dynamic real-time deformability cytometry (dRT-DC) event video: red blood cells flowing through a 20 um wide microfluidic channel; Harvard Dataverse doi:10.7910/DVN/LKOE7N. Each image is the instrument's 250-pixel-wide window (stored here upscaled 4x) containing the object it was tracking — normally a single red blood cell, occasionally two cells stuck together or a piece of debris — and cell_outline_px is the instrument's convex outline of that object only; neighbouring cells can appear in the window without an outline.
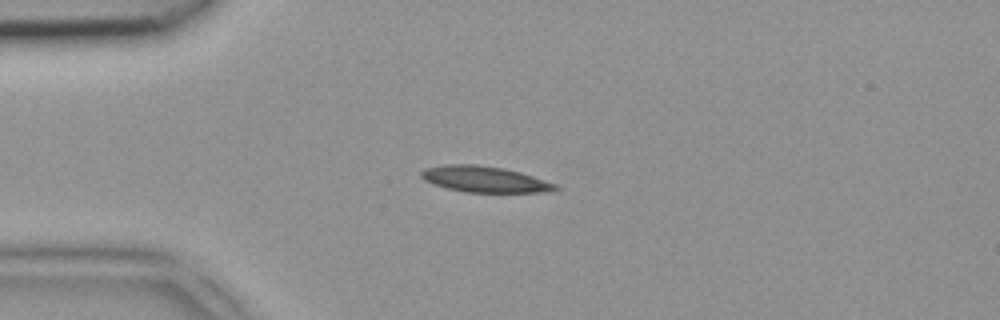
{"species": "common noctule bat (a hibernating species)", "species_latin": "Nyctalus noctula", "temperature_condition": "room temperature", "stored_images_in_passage": 2, "camera_frame_rate_fps": 3000, "um_per_image_px": 0.085, "animal": {"sex": "female", "body_mass_g": 18.4}, "frame": {"image": 1, "passage_image": 2, "time_ms": 0.333, "image_size_px": [1000, 320], "cell_outline_px": [[560, 188], [544, 192], [468, 192], [448, 188], [432, 184], [424, 180], [420, 176], [420, 172], [424, 168], [444, 164], [476, 164], [504, 168], [520, 172], [556, 184]], "centroid_in_image_um": [41.14, 15.22], "position_along_channel_um": 43.9, "area_um2": 20.29}}